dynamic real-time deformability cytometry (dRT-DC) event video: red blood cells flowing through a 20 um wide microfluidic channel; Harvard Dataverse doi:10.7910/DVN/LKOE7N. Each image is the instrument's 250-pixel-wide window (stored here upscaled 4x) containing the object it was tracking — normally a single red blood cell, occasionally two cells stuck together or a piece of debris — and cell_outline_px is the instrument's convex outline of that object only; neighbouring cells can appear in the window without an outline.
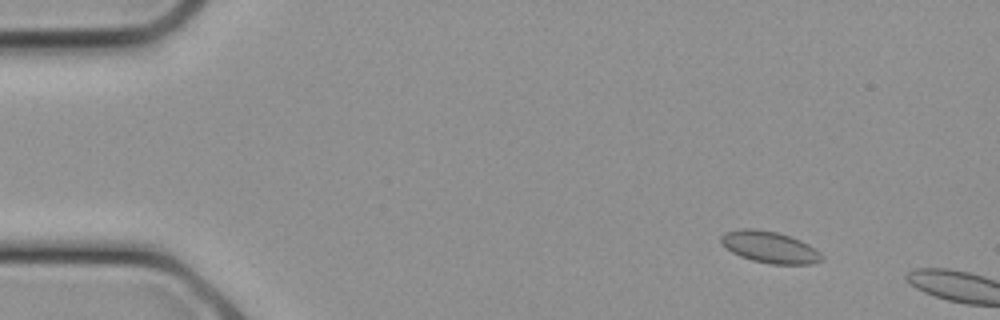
{"species": "common noctule bat (a hibernating species)", "species_latin": "Nyctalus noctula", "temperature_condition": "cold", "stored_images_in_passage": 4, "camera_frame_rate_fps": 3000, "um_per_image_px": 0.085, "animal": {"sex": "female", "body_mass_g": 21.9}, "frame": {"image": 1, "passage_image": 2, "time_ms": 0.333, "image_size_px": [1000, 320], "cell_outline_px": [[824, 260], [808, 264], [768, 264], [752, 260], [740, 256], [732, 252], [720, 240], [720, 236], [724, 232], [740, 228], [756, 228], [776, 232], [800, 240], [808, 244], [820, 252], [824, 256]], "centroid_in_image_um": [65.43, 21.0], "position_along_channel_um": 19.6, "area_um2": 18.55}}